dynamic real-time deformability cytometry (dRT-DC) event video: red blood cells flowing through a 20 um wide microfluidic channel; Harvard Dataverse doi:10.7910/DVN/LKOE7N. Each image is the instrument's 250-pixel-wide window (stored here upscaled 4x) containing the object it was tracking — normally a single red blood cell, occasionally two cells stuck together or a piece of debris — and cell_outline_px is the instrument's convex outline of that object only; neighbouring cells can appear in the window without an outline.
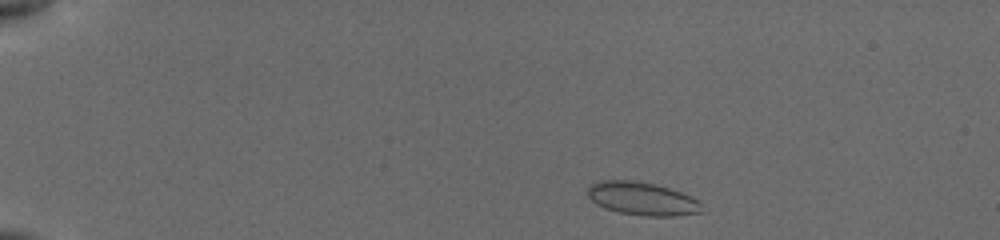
{"species": "common noctule bat (a hibernating species)", "species_latin": "Nyctalus noctula", "temperature_condition": "cold", "stored_images_in_passage": 52, "camera_frame_rate_fps": 3000, "um_per_image_px": 0.085, "animal": {"sex": "female", "body_mass_g": 19.5, "forearm_length_mm": 54.1}, "frame": {"image": 1, "passage_image": 7, "time_ms": 0.667, "image_size_px": [1000, 240], "cell_outline_px": [[704, 212], [676, 216], [644, 216], [620, 212], [604, 208], [596, 204], [588, 196], [588, 188], [592, 184], [600, 180], [636, 180], [656, 184], [692, 196], [700, 200]], "centroid_in_image_um": [54.63, 16.89], "position_along_channel_um": 30.4, "area_um2": 22.25}}
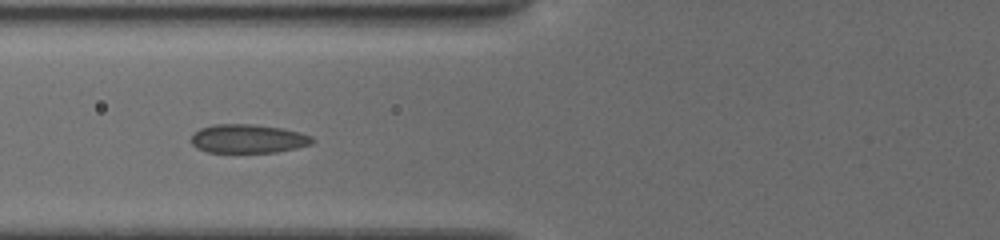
{"frame": {"image": 2, "passage_image": 34, "time_ms": 5.0, "image_size_px": [1000, 240], "cell_outline_px": [[316, 140], [312, 144], [296, 148], [276, 152], [208, 152], [196, 148], [192, 144], [192, 136], [200, 128], [212, 124], [252, 124], [280, 128], [300, 132], [312, 136]], "centroid_in_image_um": [21.1, 11.79], "position_along_channel_um": 104.7, "area_um2": 20.29}}
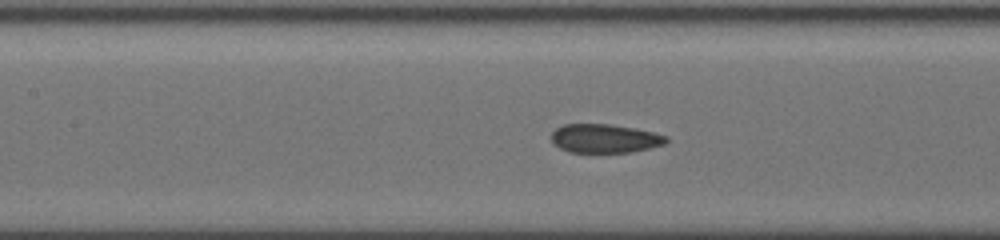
{"frame": {"image": 3, "passage_image": 46, "time_ms": 6.333, "image_size_px": [1000, 240], "cell_outline_px": [[668, 140], [664, 144], [632, 152], [568, 152], [552, 144], [552, 132], [556, 128], [564, 124], [608, 124], [632, 128], [652, 132], [668, 136]], "centroid_in_image_um": [51.37, 11.77], "position_along_channel_um": 156.0, "area_um2": 19.13}}